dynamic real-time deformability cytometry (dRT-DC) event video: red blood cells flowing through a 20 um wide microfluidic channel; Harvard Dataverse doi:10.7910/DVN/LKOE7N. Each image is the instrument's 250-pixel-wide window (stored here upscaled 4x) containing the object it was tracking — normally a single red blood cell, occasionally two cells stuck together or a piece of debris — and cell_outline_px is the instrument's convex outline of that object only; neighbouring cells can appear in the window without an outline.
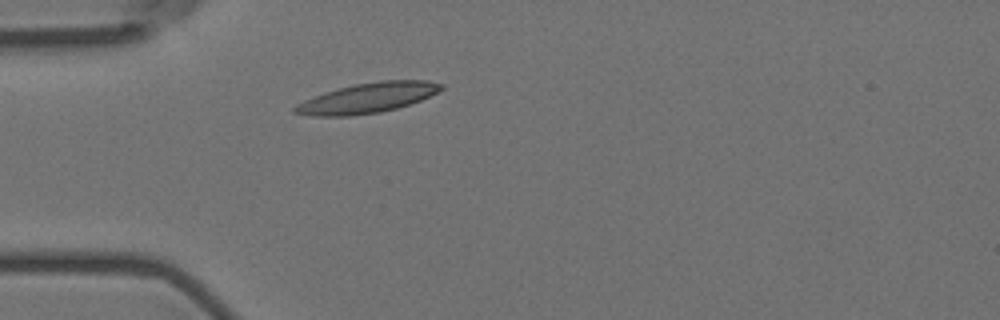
{"species": "Egyptian fruit bat (a non-hibernating species)", "species_latin": "Rousettus aegyptiacus", "temperature_condition": "room temperature", "stored_images_in_passage": 3, "camera_frame_rate_fps": 3000, "um_per_image_px": 0.085, "animal": {"sex": "female"}, "frame": {"image": 1, "passage_image": 1, "time_ms": 0.0, "image_size_px": [1000, 320], "cell_outline_px": [[444, 88], [420, 100], [396, 108], [380, 112], [352, 116], [312, 116], [292, 112], [292, 108], [296, 104], [304, 100], [324, 92], [356, 84], [380, 80], [428, 80], [444, 84]], "centroid_in_image_um": [31.22, 8.32], "position_along_channel_um": 53.8, "area_um2": 25.49}}